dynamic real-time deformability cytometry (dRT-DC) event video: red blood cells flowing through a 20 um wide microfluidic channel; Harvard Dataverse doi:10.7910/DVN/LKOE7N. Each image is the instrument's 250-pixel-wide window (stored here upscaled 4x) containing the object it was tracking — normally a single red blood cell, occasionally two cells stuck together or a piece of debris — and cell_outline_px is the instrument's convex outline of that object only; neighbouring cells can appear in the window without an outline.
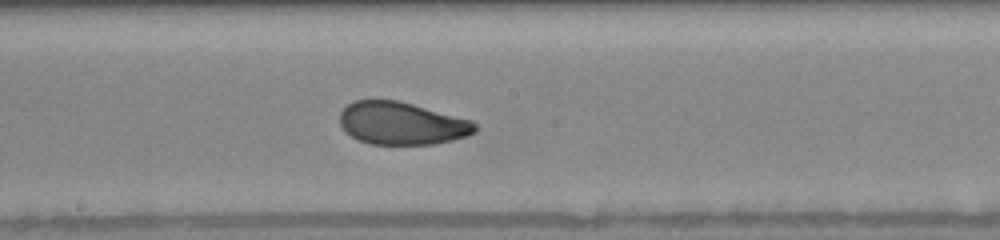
{"species": "human", "species_latin": "Homo sapiens", "temperature_condition": "warm", "stored_images_in_passage": 35, "camera_frame_rate_fps": 3000, "um_per_image_px": 0.085, "donor": {"sex": "female"}, "frame": {"image": 1, "passage_image": 16, "time_ms": 5.333, "image_size_px": [1000, 240], "cell_outline_px": [[476, 132], [468, 136], [452, 140], [432, 144], [368, 144], [352, 136], [340, 124], [340, 112], [352, 100], [396, 100], [412, 104], [472, 120], [476, 124]], "centroid_in_image_um": [34.16, 10.48], "position_along_channel_um": 214.0, "area_um2": 33.41}}
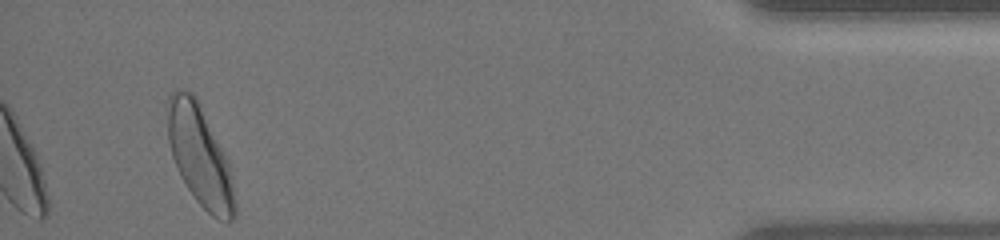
{"frame": {"image": 2, "passage_image": 35, "time_ms": 12.0, "image_size_px": [1000, 240], "cell_outline_px": [[236, 212], [232, 220], [228, 224], [212, 216], [196, 200], [180, 176], [176, 168], [172, 156], [168, 140], [164, 108], [168, 96], [176, 88], [180, 88], [192, 92], [196, 96], [228, 160], [236, 204]], "centroid_in_image_um": [16.94, 13.19], "position_along_channel_um": 418.3, "area_um2": 39.94}, "authors_computed_cell_mechanics": {"area_um2": 34.4488, "velocity_mm_per_s": 3.9461, "shape_relaxation_time_tau1_ms": 3.7248, "shape_relaxation_time_tau2_ms": 1.0547, "deformation_change_tau1": 0.1457, "deformation_change_tau2": 0.0673}}